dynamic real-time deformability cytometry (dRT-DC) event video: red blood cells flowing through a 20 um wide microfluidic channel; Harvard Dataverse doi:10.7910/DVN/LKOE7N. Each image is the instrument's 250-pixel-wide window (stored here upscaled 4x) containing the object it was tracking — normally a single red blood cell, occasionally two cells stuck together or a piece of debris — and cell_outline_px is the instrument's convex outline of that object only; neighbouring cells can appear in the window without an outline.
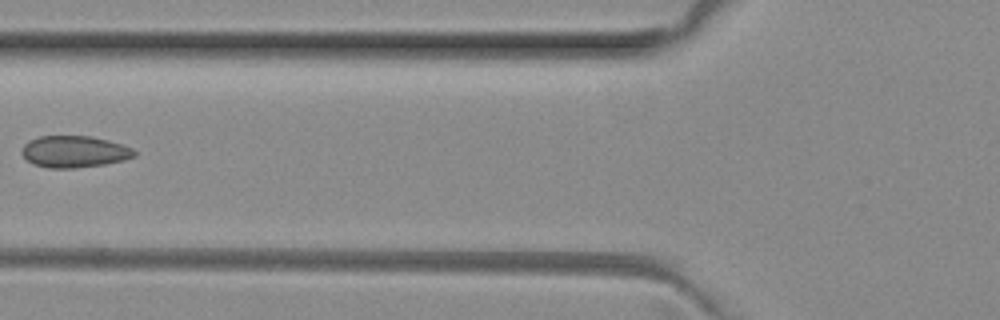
{"species": "common noctule bat (a hibernating species)", "species_latin": "Nyctalus noctula", "temperature_condition": "room temperature", "stored_images_in_passage": 6, "camera_frame_rate_fps": 3000, "um_per_image_px": 0.085, "animal": {"sex": "female", "body_mass_g": 29.2, "forearm_length_mm": 56.3}, "frame": {"image": 1, "passage_image": 4, "time_ms": 1.0, "image_size_px": [1000, 320], "cell_outline_px": [[136, 156], [124, 160], [104, 164], [76, 168], [48, 168], [32, 164], [20, 152], [24, 144], [28, 140], [40, 136], [92, 136], [108, 140], [132, 148], [136, 152]], "centroid_in_image_um": [6.3, 12.89], "position_along_channel_um": 119.5, "area_um2": 20.87}}
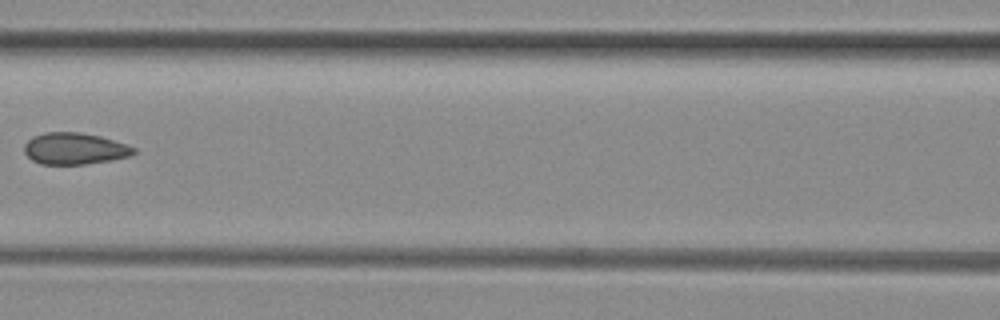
{"frame": {"image": 2, "passage_image": 5, "time_ms": 1.333, "image_size_px": [1000, 320], "cell_outline_px": [[136, 152], [132, 156], [112, 160], [84, 164], [40, 164], [32, 160], [24, 152], [24, 144], [32, 136], [48, 132], [80, 132], [100, 136], [128, 144], [136, 148]], "centroid_in_image_um": [6.37, 12.63], "position_along_channel_um": 160.2, "area_um2": 20.35}}
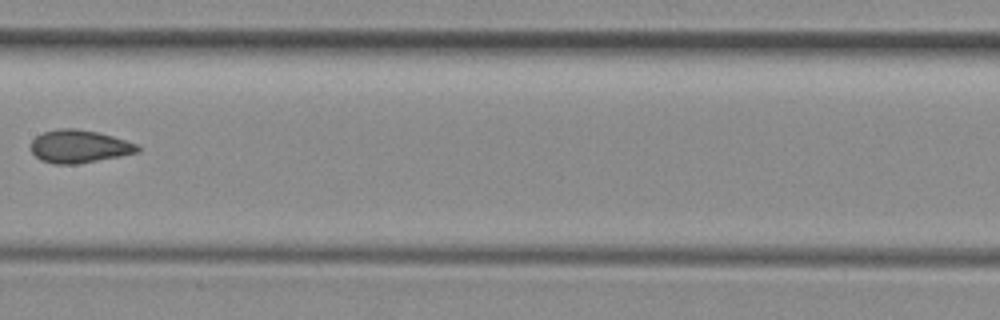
{"frame": {"image": 3, "passage_image": 6, "time_ms": 1.667, "image_size_px": [1000, 320], "cell_outline_px": [[140, 152], [120, 156], [76, 164], [52, 164], [40, 160], [32, 152], [32, 140], [36, 136], [44, 132], [60, 128], [76, 128], [96, 132], [112, 136], [136, 144], [140, 148]], "centroid_in_image_um": [6.72, 12.45], "position_along_channel_um": 200.7, "area_um2": 20.29}}